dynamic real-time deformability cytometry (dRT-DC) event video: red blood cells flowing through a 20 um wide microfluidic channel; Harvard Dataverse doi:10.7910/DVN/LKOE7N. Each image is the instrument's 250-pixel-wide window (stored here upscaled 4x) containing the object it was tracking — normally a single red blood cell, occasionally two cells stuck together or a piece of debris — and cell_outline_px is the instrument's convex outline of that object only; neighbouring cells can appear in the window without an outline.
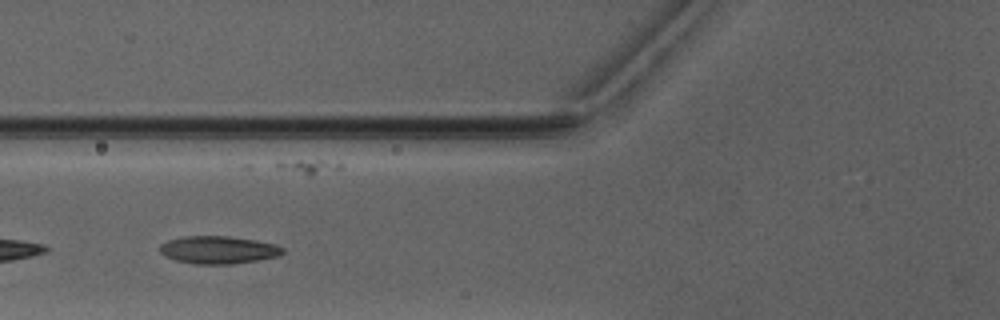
{"species": "Egyptian fruit bat (a non-hibernating species)", "species_latin": "Rousettus aegyptiacus", "temperature_condition": "warm", "stored_images_in_passage": 6, "camera_frame_rate_fps": 3000, "um_per_image_px": 0.085, "animal": {"sex": "male"}, "frame": {"image": 1, "passage_image": 6, "time_ms": 6.667, "image_size_px": [1000, 320], "cell_outline_px": [[284, 252], [280, 256], [232, 264], [192, 264], [176, 260], [164, 256], [160, 252], [160, 244], [168, 240], [184, 236], [228, 236], [256, 240], [276, 244], [284, 248]], "centroid_in_image_um": [18.56, 21.24], "position_along_channel_um": 107.2, "area_um2": 19.94}}